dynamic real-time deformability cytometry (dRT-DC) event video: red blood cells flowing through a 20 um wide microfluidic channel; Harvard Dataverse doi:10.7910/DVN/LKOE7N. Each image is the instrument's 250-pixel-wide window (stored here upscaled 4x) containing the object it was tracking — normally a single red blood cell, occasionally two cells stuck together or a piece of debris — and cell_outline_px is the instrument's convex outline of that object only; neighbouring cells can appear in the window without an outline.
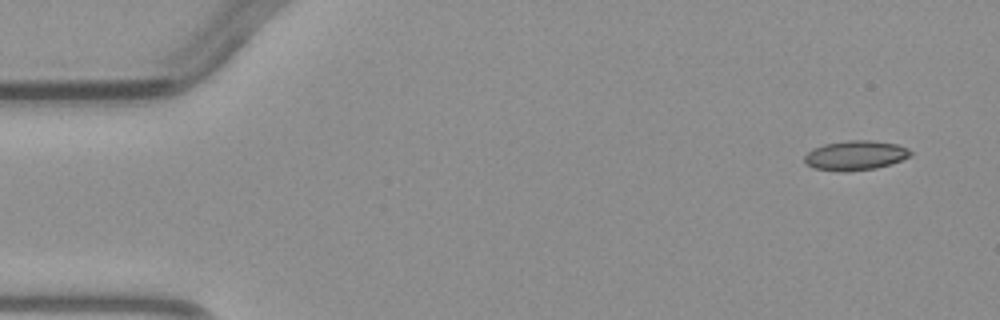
{"species": "common noctule bat (a hibernating species)", "species_latin": "Nyctalus noctula", "temperature_condition": "warm", "stored_images_in_passage": 4, "camera_frame_rate_fps": 3000, "um_per_image_px": 0.085, "animal": {"sex": "male", "body_mass_g": 23.1, "forearm_length_mm": 52.7}, "frame": {"image": 1, "passage_image": 1, "time_ms": 0.0, "image_size_px": [1000, 320], "cell_outline_px": [[912, 156], [892, 164], [876, 168], [844, 172], [816, 168], [808, 164], [804, 160], [804, 156], [812, 148], [824, 144], [848, 140], [872, 140], [896, 144], [908, 148], [912, 152]], "centroid_in_image_um": [72.75, 13.2], "position_along_channel_um": 12.3, "area_um2": 18.32}}
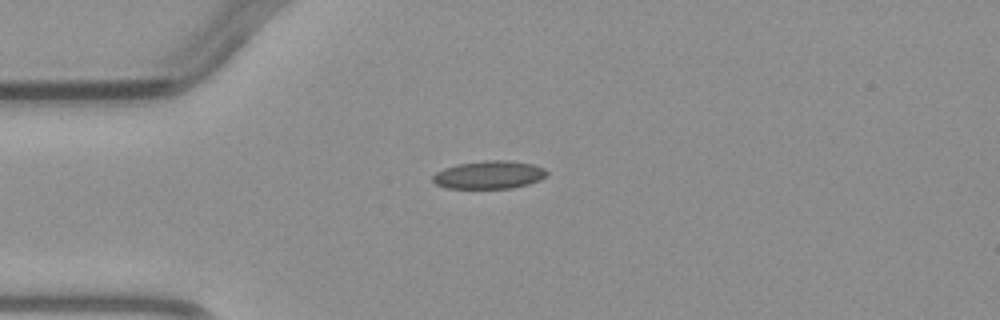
{"frame": {"image": 2, "passage_image": 4, "time_ms": 3.0, "image_size_px": [1000, 320], "cell_outline_px": [[548, 176], [540, 180], [528, 184], [512, 188], [448, 188], [436, 184], [432, 180], [432, 176], [436, 172], [444, 168], [456, 164], [484, 160], [508, 160], [532, 164], [544, 168], [548, 172]], "centroid_in_image_um": [41.59, 14.85], "position_along_channel_um": 43.4, "area_um2": 18.73}}